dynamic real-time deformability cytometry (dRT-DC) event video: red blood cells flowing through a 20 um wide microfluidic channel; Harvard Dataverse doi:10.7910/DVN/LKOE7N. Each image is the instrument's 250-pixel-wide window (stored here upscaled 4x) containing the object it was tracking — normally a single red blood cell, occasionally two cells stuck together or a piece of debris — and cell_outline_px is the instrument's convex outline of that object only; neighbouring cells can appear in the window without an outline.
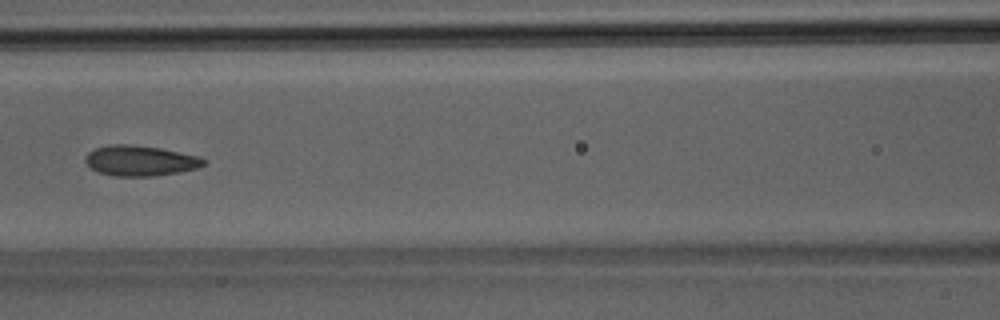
{"species": "Egyptian fruit bat (a non-hibernating species)", "species_latin": "Rousettus aegyptiacus", "temperature_condition": "room temperature", "stored_images_in_passage": 41, "camera_frame_rate_fps": 3000, "um_per_image_px": 0.085, "animal": {"sex": "male"}, "frame": {"image": 1, "passage_image": 19, "time_ms": 6.0, "image_size_px": [1000, 320], "cell_outline_px": [[208, 160], [204, 164], [196, 168], [180, 172], [156, 176], [112, 176], [96, 172], [88, 168], [84, 160], [84, 156], [88, 152], [96, 148], [108, 144], [128, 144], [160, 148], [200, 156]], "centroid_in_image_um": [11.87, 13.66], "position_along_channel_um": 154.7, "area_um2": 21.33}}
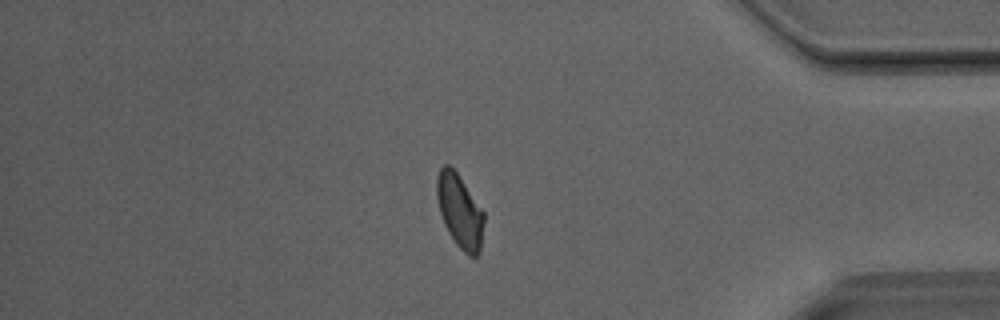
{"frame": {"image": 2, "passage_image": 35, "time_ms": 11.333, "image_size_px": [1000, 320], "cell_outline_px": [[484, 220], [480, 252], [476, 256], [468, 256], [456, 244], [448, 232], [444, 224], [440, 212], [436, 196], [436, 176], [440, 168], [444, 164], [448, 164], [456, 172], [484, 212]], "centroid_in_image_um": [39.06, 17.95], "position_along_channel_um": 396.1, "area_um2": 20.11}}
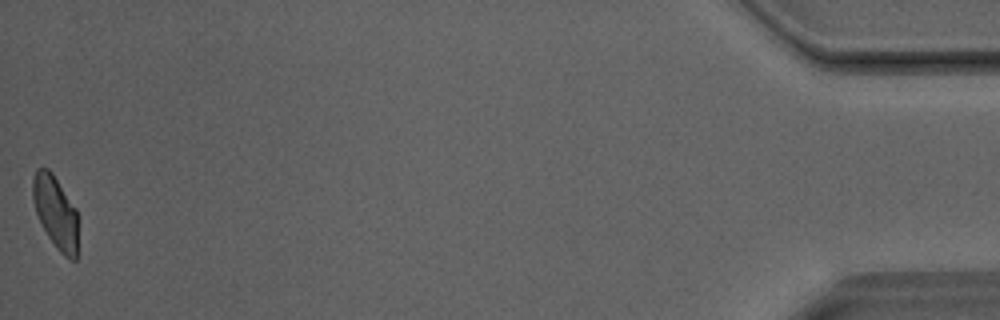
{"frame": {"image": 3, "passage_image": 41, "time_ms": 13.333, "image_size_px": [1000, 320], "cell_outline_px": [[76, 260], [68, 260], [56, 248], [48, 236], [36, 212], [32, 200], [32, 180], [36, 168], [48, 168], [52, 172], [76, 208]], "centroid_in_image_um": [4.7, 18.01], "position_along_channel_um": 430.5, "area_um2": 18.96}}